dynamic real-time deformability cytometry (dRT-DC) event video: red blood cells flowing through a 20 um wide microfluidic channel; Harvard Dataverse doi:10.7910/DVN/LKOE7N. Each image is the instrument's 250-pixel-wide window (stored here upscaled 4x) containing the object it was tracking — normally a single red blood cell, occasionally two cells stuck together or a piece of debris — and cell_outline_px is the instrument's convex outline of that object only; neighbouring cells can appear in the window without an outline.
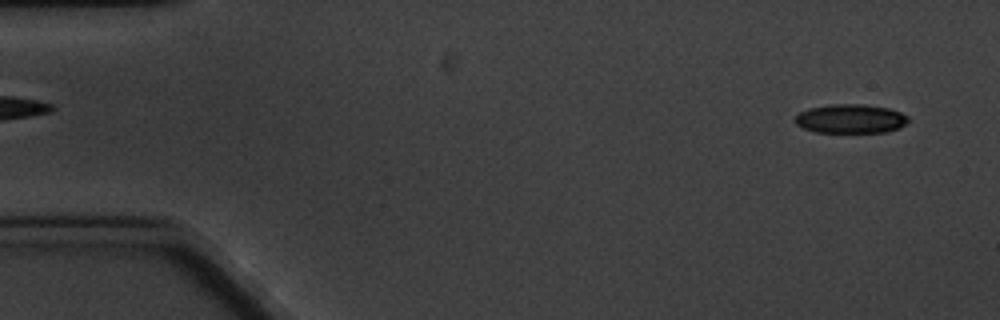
{"species": "common noctule bat (a hibernating species)", "species_latin": "Nyctalus noctula", "temperature_condition": "cold", "stored_images_in_passage": 6, "segment_of_instrument_passage": [2, 2], "camera_frame_rate_fps": 3000, "um_per_image_px": 0.085, "animal": {"sex": "male", "body_mass_g": 20.1, "forearm_length_mm": 53.5}, "frame": {"image": 1, "passage_image": 6, "time_ms": 6.0, "image_size_px": [1000, 320], "cell_outline_px": [[912, 120], [900, 128], [884, 132], [816, 132], [804, 128], [796, 124], [796, 116], [800, 112], [808, 108], [832, 104], [864, 104], [888, 108], [900, 112], [908, 116]], "centroid_in_image_um": [72.35, 10.09], "position_along_channel_um": 12.7, "area_um2": 19.19}}